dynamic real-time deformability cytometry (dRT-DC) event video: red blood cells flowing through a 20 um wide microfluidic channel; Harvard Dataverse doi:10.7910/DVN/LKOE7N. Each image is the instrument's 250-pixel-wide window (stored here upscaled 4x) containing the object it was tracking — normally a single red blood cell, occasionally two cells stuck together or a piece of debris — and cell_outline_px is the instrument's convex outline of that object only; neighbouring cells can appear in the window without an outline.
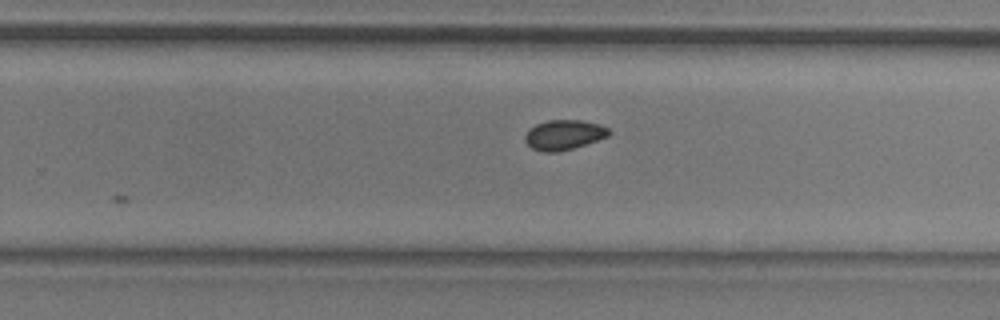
{"species": "common noctule bat (a hibernating species)", "species_latin": "Nyctalus noctula", "temperature_condition": "room temperature", "stored_images_in_passage": 10, "camera_frame_rate_fps": 3000, "um_per_image_px": 0.085, "animal": {"sex": "male", "body_mass_g": 20.5, "forearm_length_mm": 52.5}, "frame": {"image": 1, "passage_image": 9, "time_ms": 2.667, "image_size_px": [1000, 320], "cell_outline_px": [[612, 132], [608, 136], [572, 148], [556, 152], [544, 152], [532, 148], [524, 140], [524, 136], [536, 124], [548, 120], [580, 120], [600, 124], [608, 128]], "centroid_in_image_um": [47.94, 11.45], "position_along_channel_um": 281.9, "area_um2": 14.39}}
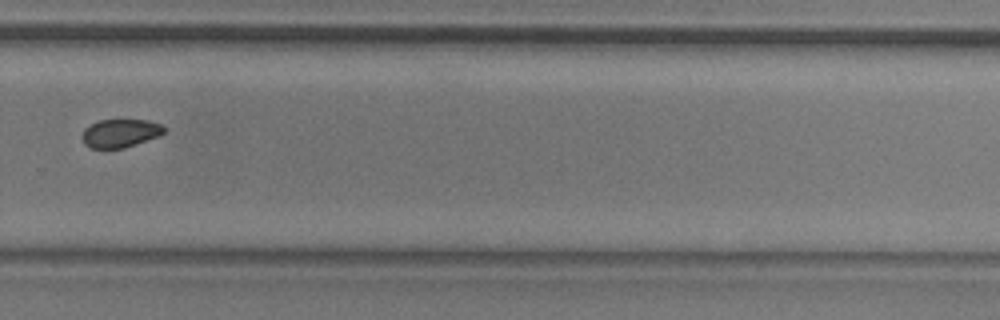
{"frame": {"image": 2, "passage_image": 10, "time_ms": 3.0, "image_size_px": [1000, 320], "cell_outline_px": [[168, 128], [160, 136], [124, 148], [92, 148], [84, 144], [80, 136], [84, 128], [100, 120], [148, 120], [164, 124]], "centroid_in_image_um": [10.26, 11.32], "position_along_channel_um": 319.5, "area_um2": 13.76}}